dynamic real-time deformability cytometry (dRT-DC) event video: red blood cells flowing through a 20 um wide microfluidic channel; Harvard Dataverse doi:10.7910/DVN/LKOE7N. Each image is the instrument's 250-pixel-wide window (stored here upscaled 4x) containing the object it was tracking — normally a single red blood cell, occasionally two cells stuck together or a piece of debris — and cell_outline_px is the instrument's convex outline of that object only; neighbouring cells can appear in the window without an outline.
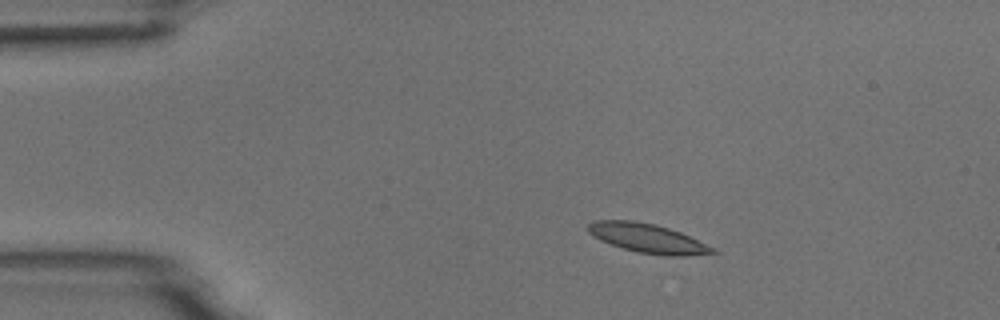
{"species": "common noctule bat (a hibernating species)", "species_latin": "Nyctalus noctula", "temperature_condition": "room temperature", "stored_images_in_passage": 6, "camera_frame_rate_fps": 3000, "um_per_image_px": 0.085, "animal": {"sex": "male", "body_mass_g": 18.8}, "frame": {"image": 1, "passage_image": 2, "time_ms": 2.0, "image_size_px": [1000, 320], "cell_outline_px": [[720, 252], [688, 256], [664, 256], [636, 252], [600, 240], [592, 236], [588, 232], [588, 224], [596, 220], [632, 220], [656, 224], [680, 232], [716, 248]], "centroid_in_image_um": [55.08, 20.26], "position_along_channel_um": 29.9, "area_um2": 21.27}}
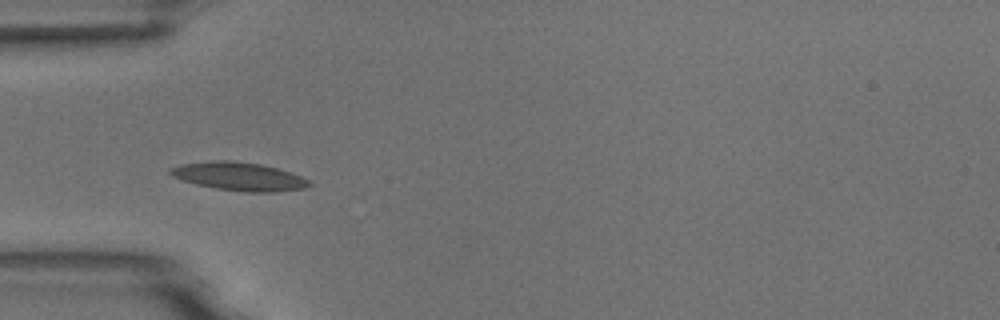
{"frame": {"image": 2, "passage_image": 4, "time_ms": 4.333, "image_size_px": [1000, 320], "cell_outline_px": [[312, 184], [304, 188], [276, 192], [244, 192], [216, 188], [196, 184], [180, 180], [172, 176], [168, 172], [168, 168], [180, 164], [212, 160], [232, 160], [260, 164], [276, 168], [300, 176], [308, 180]], "centroid_in_image_um": [20.25, 14.99], "position_along_channel_um": 64.8, "area_um2": 22.95}}